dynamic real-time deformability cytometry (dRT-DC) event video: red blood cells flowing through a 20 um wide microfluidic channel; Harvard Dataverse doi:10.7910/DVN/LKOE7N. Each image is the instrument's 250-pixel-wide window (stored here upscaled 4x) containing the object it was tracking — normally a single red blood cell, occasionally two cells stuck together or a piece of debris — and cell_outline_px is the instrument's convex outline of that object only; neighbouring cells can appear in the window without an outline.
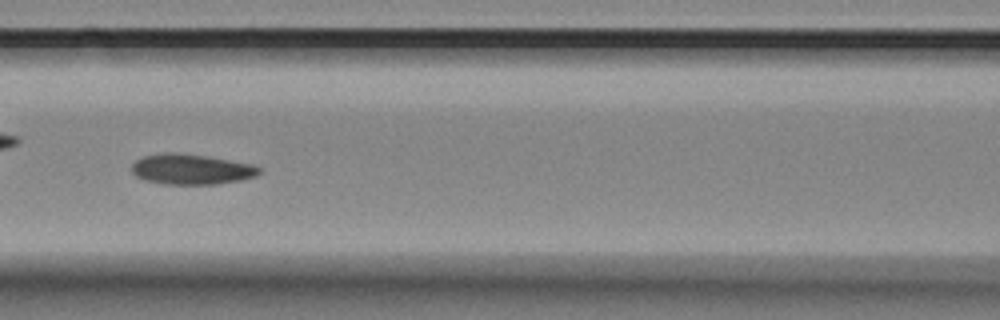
{"species": "Egyptian fruit bat (a non-hibernating species)", "species_latin": "Rousettus aegyptiacus", "temperature_condition": "room temperature", "stored_images_in_passage": 9, "camera_frame_rate_fps": 3000, "um_per_image_px": 0.085, "animal": {"sex": "female"}, "frame": {"image": 1, "passage_image": 6, "time_ms": 1.667, "image_size_px": [1000, 320], "cell_outline_px": [[260, 172], [256, 176], [240, 180], [216, 184], [164, 184], [144, 180], [136, 176], [132, 172], [132, 164], [136, 160], [144, 156], [164, 152], [176, 152], [208, 156], [252, 164], [260, 168]], "centroid_in_image_um": [16.24, 14.38], "position_along_channel_um": 150.4, "area_um2": 22.6}}
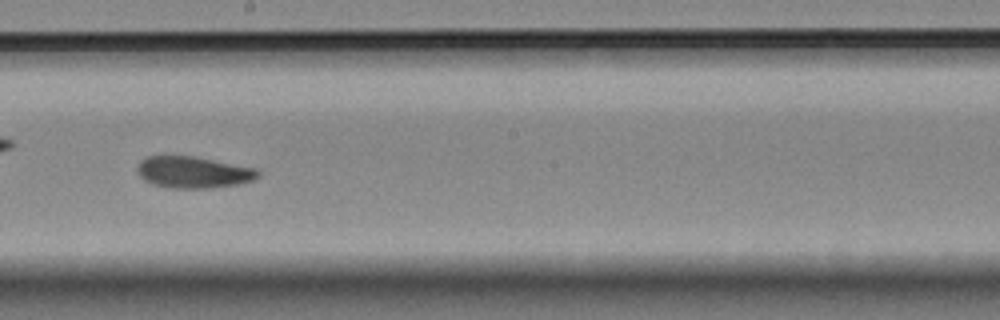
{"frame": {"image": 2, "passage_image": 8, "time_ms": 2.333, "image_size_px": [1000, 320], "cell_outline_px": [[260, 176], [256, 180], [240, 184], [208, 188], [172, 188], [152, 184], [144, 180], [136, 172], [136, 168], [140, 160], [148, 156], [192, 156], [256, 168], [260, 172]], "centroid_in_image_um": [16.44, 14.65], "position_along_channel_um": 231.8, "area_um2": 22.37}}
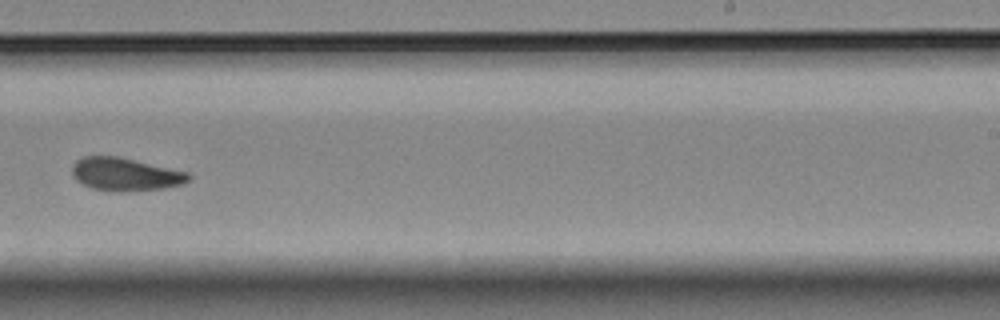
{"frame": {"image": 3, "passage_image": 9, "time_ms": 2.667, "image_size_px": [1000, 320], "cell_outline_px": [[192, 176], [184, 184], [164, 188], [132, 192], [120, 192], [92, 188], [76, 180], [72, 176], [72, 164], [76, 160], [84, 156], [116, 156], [188, 172]], "centroid_in_image_um": [10.65, 14.83], "position_along_channel_um": 278.4, "area_um2": 22.48}}